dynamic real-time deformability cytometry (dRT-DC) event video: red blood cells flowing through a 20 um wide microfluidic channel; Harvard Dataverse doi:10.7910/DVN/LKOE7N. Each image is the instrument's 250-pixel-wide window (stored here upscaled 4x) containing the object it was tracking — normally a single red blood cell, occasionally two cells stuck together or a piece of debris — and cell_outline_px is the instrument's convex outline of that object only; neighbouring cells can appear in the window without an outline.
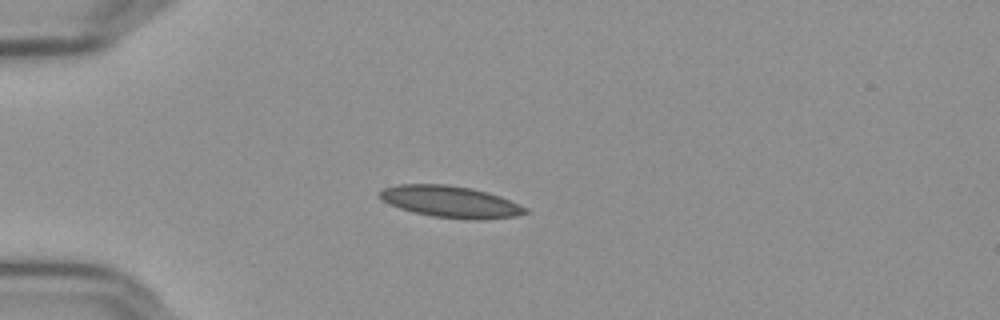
{"species": "Egyptian fruit bat (a non-hibernating species)", "species_latin": "Rousettus aegyptiacus", "temperature_condition": "cold", "stored_images_in_passage": 42, "camera_frame_rate_fps": 3000, "um_per_image_px": 0.085, "frame": {"image": 1, "passage_image": 1, "time_ms": 0.0, "image_size_px": [1000, 320], "cell_outline_px": [[528, 212], [516, 216], [484, 220], [472, 220], [432, 216], [412, 212], [388, 204], [380, 196], [380, 192], [384, 188], [400, 184], [448, 184], [472, 188], [488, 192], [500, 196], [528, 208]], "centroid_in_image_um": [38.33, 17.15], "position_along_channel_um": 46.7, "area_um2": 26.88}}
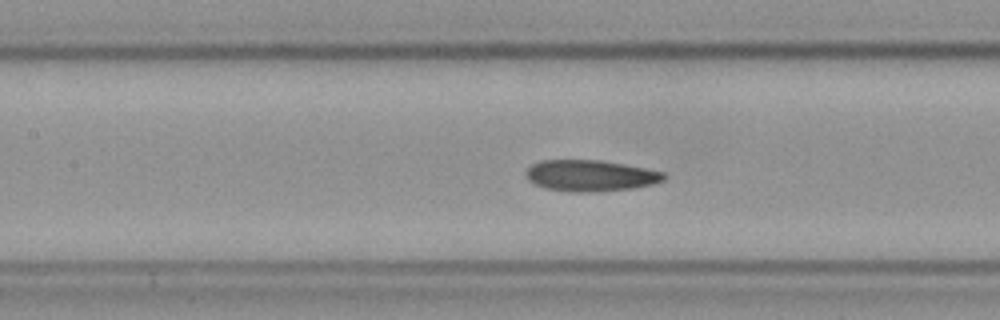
{"frame": {"image": 2, "passage_image": 12, "time_ms": 3.667, "image_size_px": [1000, 320], "cell_outline_px": [[668, 176], [664, 180], [652, 184], [632, 188], [592, 192], [572, 192], [544, 188], [528, 180], [524, 176], [524, 172], [532, 164], [540, 160], [600, 160], [624, 164], [664, 172]], "centroid_in_image_um": [50.16, 14.93], "position_along_channel_um": 157.2, "area_um2": 25.2}}
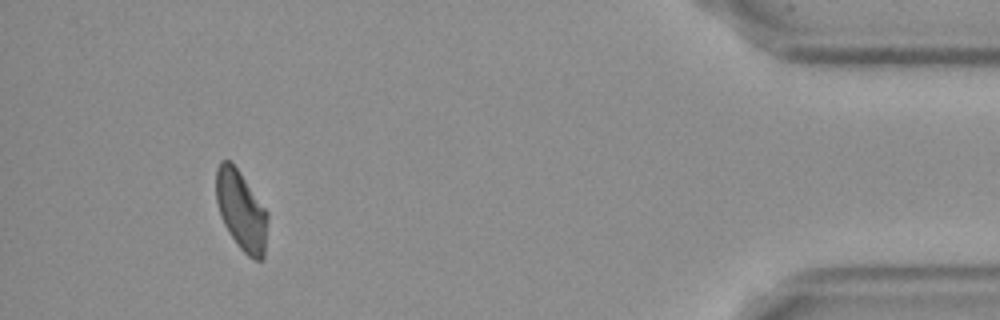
{"frame": {"image": 3, "passage_image": 38, "time_ms": 12.333, "image_size_px": [1000, 320], "cell_outline_px": [[268, 216], [264, 260], [256, 260], [248, 256], [240, 248], [228, 232], [220, 216], [216, 200], [216, 168], [220, 160], [228, 160], [240, 172], [268, 212]], "centroid_in_image_um": [20.5, 17.91], "position_along_channel_um": 414.7, "area_um2": 23.93}, "authors_computed_cell_mechanics": {"area_um2": 24.9118, "velocity_mm_per_s": 3.6347, "shape_relaxation_time_tau1_ms": null, "shape_relaxation_time_tau2_ms": 7.5338, "deformation_change_tau1": null, "deformation_change_tau2": 0.1403}}